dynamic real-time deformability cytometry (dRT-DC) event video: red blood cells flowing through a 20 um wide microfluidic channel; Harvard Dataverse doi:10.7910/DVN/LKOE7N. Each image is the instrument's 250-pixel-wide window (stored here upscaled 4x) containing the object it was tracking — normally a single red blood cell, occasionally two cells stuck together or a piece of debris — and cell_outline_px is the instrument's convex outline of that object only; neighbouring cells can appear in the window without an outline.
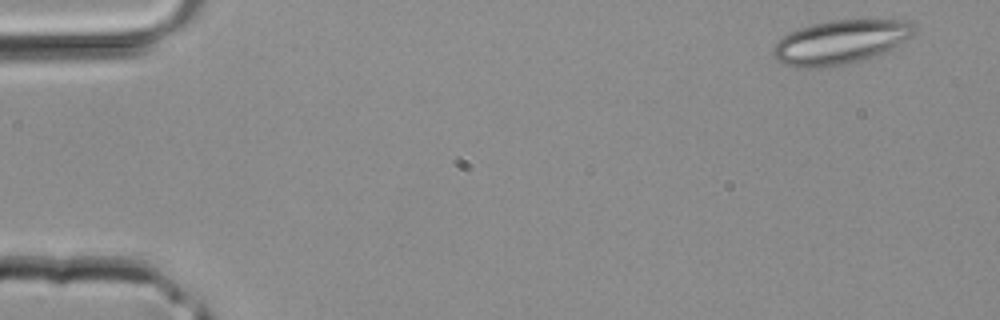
{"species": "common noctule bat (a hibernating species)", "species_latin": "Nyctalus noctula", "temperature_condition": "room temperature", "stored_images_in_passage": 39, "camera_frame_rate_fps": 3000, "um_per_image_px": 0.085, "animal": {"sex": "male", "body_mass_g": 20.4}, "frame": {"image": 1, "passage_image": 2, "time_ms": 0.333, "image_size_px": [1000, 320], "cell_outline_px": [[916, 36], [884, 52], [848, 64], [824, 68], [796, 68], [784, 64], [776, 60], [772, 52], [772, 48], [788, 32], [812, 24], [832, 20], [908, 20], [916, 28]], "centroid_in_image_um": [71.45, 3.58], "position_along_channel_um": 13.5, "area_um2": 36.36}}
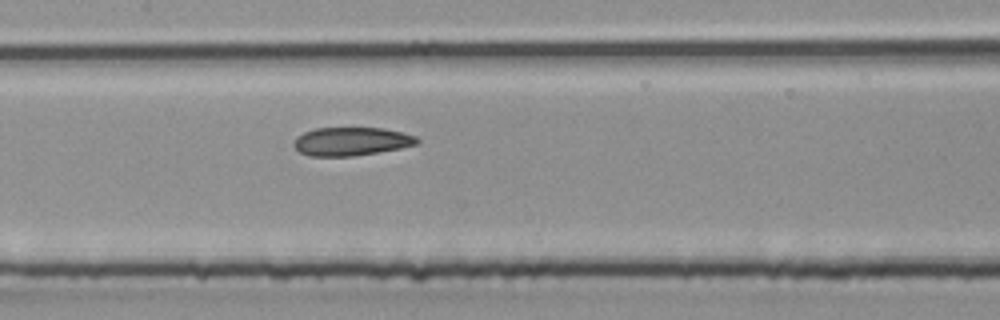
{"frame": {"image": 2, "passage_image": 19, "time_ms": 6.0, "image_size_px": [1000, 320], "cell_outline_px": [[420, 140], [416, 144], [400, 148], [352, 156], [308, 156], [300, 152], [292, 144], [296, 136], [304, 132], [316, 128], [384, 128], [416, 136]], "centroid_in_image_um": [29.82, 12.02], "position_along_channel_um": 177.6, "area_um2": 20.29}}
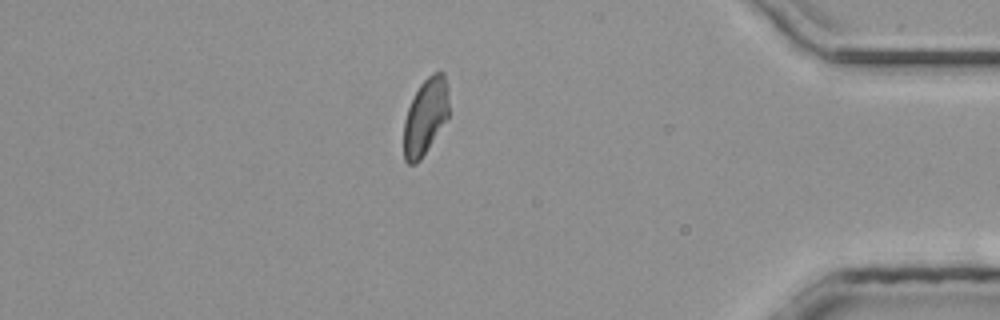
{"frame": {"image": 3, "passage_image": 34, "time_ms": 11.0, "image_size_px": [1000, 320], "cell_outline_px": [[448, 116], [420, 160], [416, 164], [408, 164], [404, 160], [404, 120], [408, 108], [420, 84], [432, 72], [444, 72], [448, 84]], "centroid_in_image_um": [36.16, 9.88], "position_along_channel_um": 399.0, "area_um2": 19.88}}